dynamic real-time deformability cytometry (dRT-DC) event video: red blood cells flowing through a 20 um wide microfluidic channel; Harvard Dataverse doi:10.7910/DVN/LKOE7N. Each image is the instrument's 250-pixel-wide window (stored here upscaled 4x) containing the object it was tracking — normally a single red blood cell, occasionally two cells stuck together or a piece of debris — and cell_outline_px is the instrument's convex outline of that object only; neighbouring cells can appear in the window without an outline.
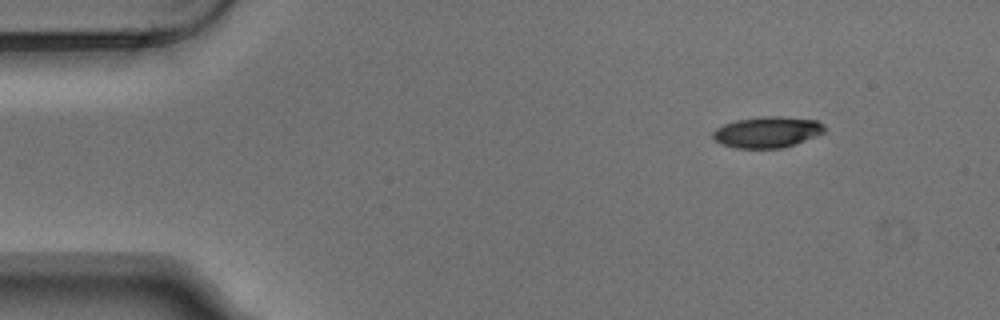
{"species": "Egyptian fruit bat (a non-hibernating species)", "species_latin": "Rousettus aegyptiacus", "temperature_condition": "warm", "stored_images_in_passage": 3, "camera_frame_rate_fps": 3000, "um_per_image_px": 0.085, "animal": {"sex": "male"}, "frame": {"image": 1, "passage_image": 3, "time_ms": 0.667, "image_size_px": [1000, 320], "cell_outline_px": [[828, 128], [824, 132], [816, 136], [784, 148], [736, 148], [720, 144], [712, 136], [712, 132], [716, 128], [724, 124], [736, 120], [764, 116], [780, 116], [820, 120]], "centroid_in_image_um": [65.26, 11.22], "position_along_channel_um": 19.7, "area_um2": 20.46}}